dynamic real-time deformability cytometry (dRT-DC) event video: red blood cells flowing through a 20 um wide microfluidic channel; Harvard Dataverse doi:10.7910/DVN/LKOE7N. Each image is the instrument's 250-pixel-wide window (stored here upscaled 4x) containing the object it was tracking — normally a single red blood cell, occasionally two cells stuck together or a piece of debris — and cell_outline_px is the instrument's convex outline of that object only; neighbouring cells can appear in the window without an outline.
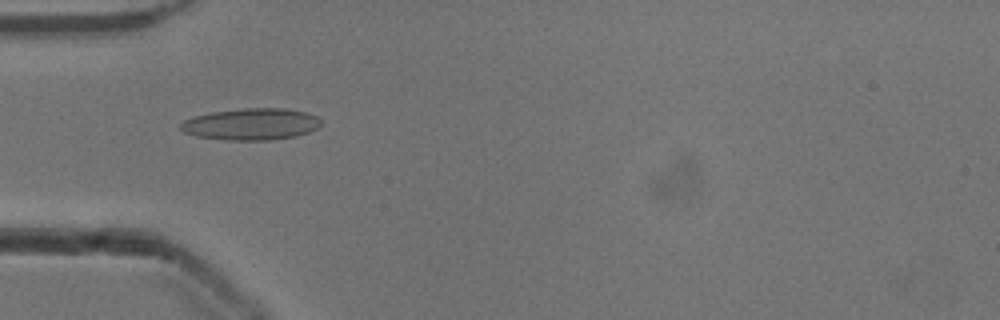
{"species": "common noctule bat (a hibernating species)", "species_latin": "Nyctalus noctula", "temperature_condition": "cold", "stored_images_in_passage": 52, "camera_frame_rate_fps": 3000, "um_per_image_px": 0.085, "animal": {"sex": "male", "body_mass_g": 13.3}, "frame": {"image": 1, "passage_image": 16, "time_ms": 5.0, "image_size_px": [1000, 320], "cell_outline_px": [[320, 124], [316, 128], [308, 132], [296, 136], [268, 140], [228, 140], [196, 136], [184, 132], [180, 128], [180, 124], [184, 120], [192, 116], [212, 112], [244, 108], [284, 108], [308, 112], [316, 116], [320, 120]], "centroid_in_image_um": [21.33, 10.54], "position_along_channel_um": 63.7, "area_um2": 25.89}}
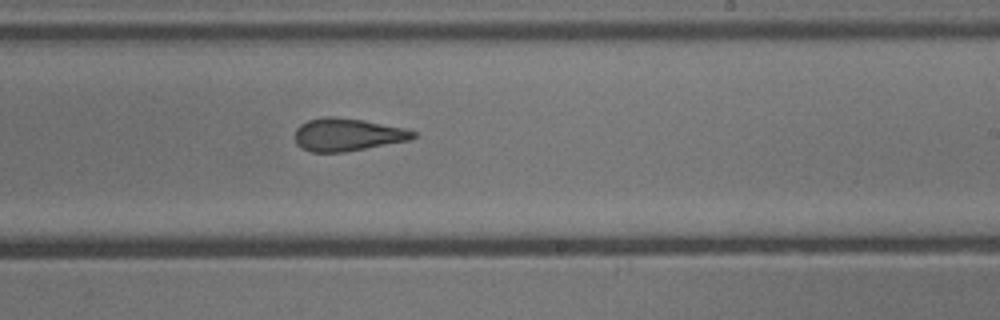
{"frame": {"image": 2, "passage_image": 31, "time_ms": 10.0, "image_size_px": [1000, 320], "cell_outline_px": [[416, 136], [412, 140], [344, 152], [312, 152], [296, 144], [292, 136], [296, 128], [300, 124], [308, 120], [324, 116], [336, 116], [364, 120], [408, 128], [416, 132]], "centroid_in_image_um": [29.53, 11.43], "position_along_channel_um": 259.5, "area_um2": 23.0}}
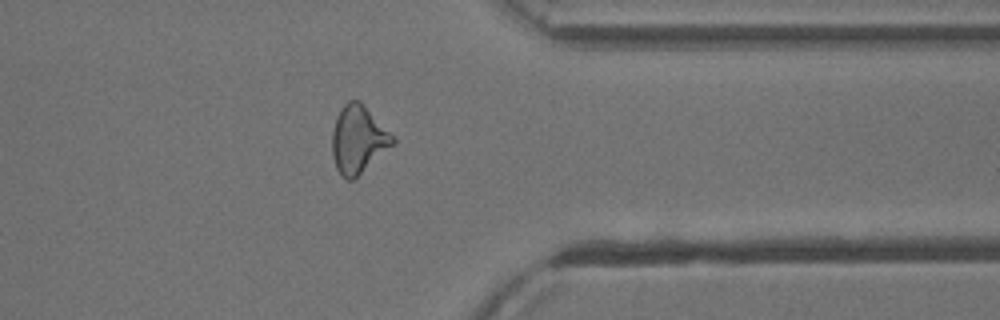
{"frame": {"image": 3, "passage_image": 41, "time_ms": 13.333, "image_size_px": [1000, 320], "cell_outline_px": [[396, 144], [352, 180], [348, 180], [336, 168], [332, 156], [332, 132], [336, 116], [340, 108], [348, 100], [360, 100], [396, 136]], "centroid_in_image_um": [30.49, 11.81], "position_along_channel_um": 380.9, "area_um2": 24.28}, "authors_computed_cell_mechanics": {"area_um2": 23.6402, "velocity_mm_per_s": 3.9236, "shape_relaxation_time_tau1_ms": null, "shape_relaxation_time_tau2_ms": 2.368, "deformation_change_tau1": null, "deformation_change_tau2": 0.1264}}